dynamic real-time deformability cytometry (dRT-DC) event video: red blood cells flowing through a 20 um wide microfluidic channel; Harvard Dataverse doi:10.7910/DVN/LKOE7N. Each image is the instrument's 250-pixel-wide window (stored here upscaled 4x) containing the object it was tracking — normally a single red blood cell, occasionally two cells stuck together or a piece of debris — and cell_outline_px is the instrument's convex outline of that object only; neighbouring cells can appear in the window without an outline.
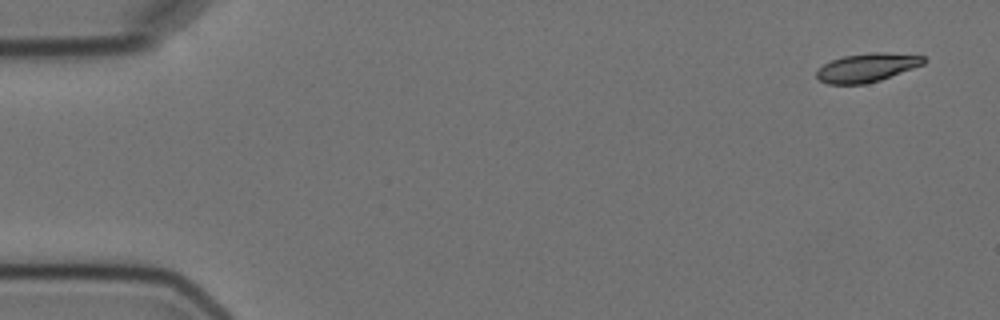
{"species": "Egyptian fruit bat (a non-hibernating species)", "species_latin": "Rousettus aegyptiacus", "temperature_condition": "cold", "stored_images_in_passage": 4, "camera_frame_rate_fps": 3000, "um_per_image_px": 0.085, "animal": {"sex": "female"}, "frame": {"image": 1, "passage_image": 1, "time_ms": 0.0, "image_size_px": [1000, 320], "cell_outline_px": [[928, 60], [924, 64], [880, 80], [864, 84], [828, 84], [820, 80], [816, 76], [816, 72], [824, 64], [832, 60], [844, 56], [872, 52], [884, 52], [924, 56]], "centroid_in_image_um": [73.71, 5.74], "position_along_channel_um": 11.3, "area_um2": 17.74}}